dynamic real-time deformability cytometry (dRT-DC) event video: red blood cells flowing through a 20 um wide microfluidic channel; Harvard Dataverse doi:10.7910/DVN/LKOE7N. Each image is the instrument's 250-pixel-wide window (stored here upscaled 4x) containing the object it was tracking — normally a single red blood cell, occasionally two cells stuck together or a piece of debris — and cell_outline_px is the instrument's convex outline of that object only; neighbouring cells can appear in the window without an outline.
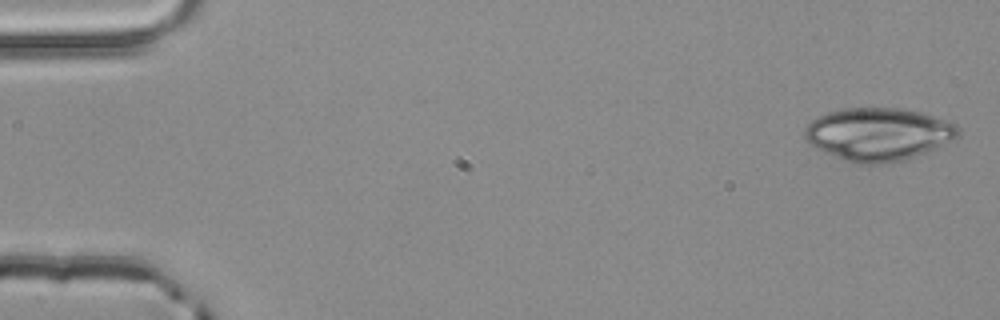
{"species": "common noctule bat (a hibernating species)", "species_latin": "Nyctalus noctula", "temperature_condition": "room temperature", "stored_images_in_passage": 4, "camera_frame_rate_fps": 3000, "um_per_image_px": 0.085, "animal": {"sex": "male", "body_mass_g": 20.4}, "frame": {"image": 1, "passage_image": 1, "time_ms": 0.0, "image_size_px": [1000, 320], "cell_outline_px": [[960, 136], [924, 152], [900, 160], [884, 164], [860, 164], [848, 160], [816, 148], [804, 140], [804, 128], [812, 120], [828, 112], [844, 108], [900, 108], [920, 112], [956, 124], [960, 128]], "centroid_in_image_um": [74.64, 11.39], "position_along_channel_um": 10.4, "area_um2": 46.59}}